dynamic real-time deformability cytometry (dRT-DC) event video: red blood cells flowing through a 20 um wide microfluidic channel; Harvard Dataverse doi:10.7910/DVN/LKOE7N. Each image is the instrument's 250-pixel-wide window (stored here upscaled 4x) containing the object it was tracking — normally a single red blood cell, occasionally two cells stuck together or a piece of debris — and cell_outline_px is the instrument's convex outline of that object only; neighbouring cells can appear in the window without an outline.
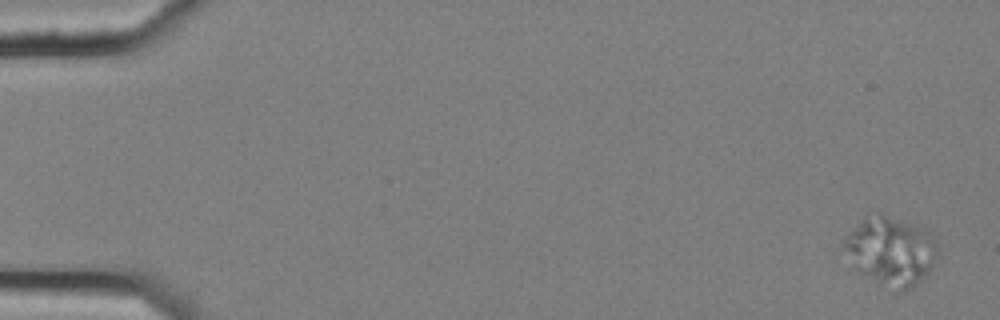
{"species": "common noctule bat (a hibernating species)", "species_latin": "Nyctalus noctula", "temperature_condition": "cold", "stored_images_in_passage": 9, "camera_frame_rate_fps": 3000, "um_per_image_px": 0.085, "animal": {"sex": "female", "body_mass_g": 25.1}, "frame": {"image": 1, "passage_image": 1, "time_ms": 0.0, "image_size_px": [1000, 320], "cell_outline_px": [[936, 252], [932, 264], [928, 272], [912, 288], [896, 292], [852, 268], [840, 252], [844, 236], [864, 216], [884, 216], [920, 228], [928, 232], [936, 240]], "centroid_in_image_um": [75.6, 21.38], "position_along_channel_um": 9.4, "area_um2": 37.05}}
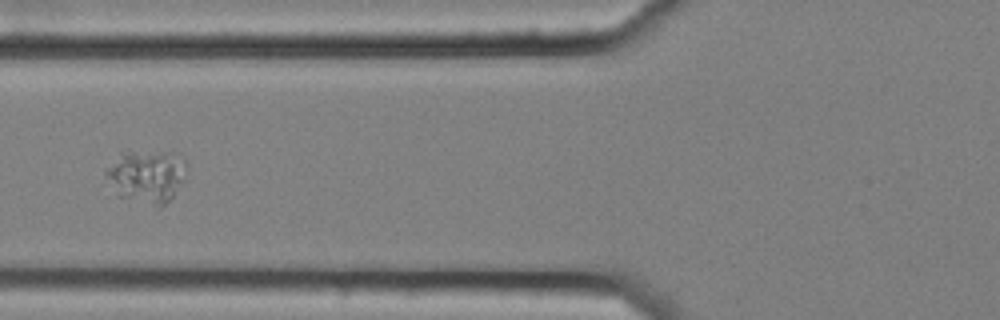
{"frame": {"image": 2, "passage_image": 7, "time_ms": 2.0, "image_size_px": [1000, 320], "cell_outline_px": [[188, 164], [172, 196], [160, 208], [120, 196], [104, 172], [124, 156], [132, 152], [180, 152], [184, 156]], "centroid_in_image_um": [12.57, 14.98], "position_along_channel_um": 113.2, "area_um2": 23.58}}
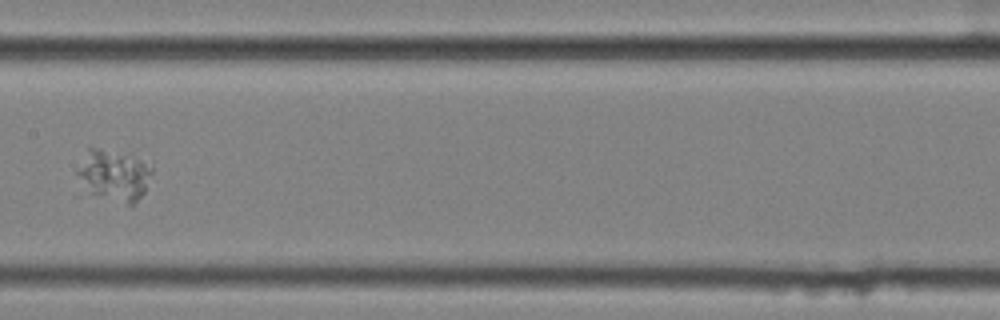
{"frame": {"image": 3, "passage_image": 9, "time_ms": 2.667, "image_size_px": [1000, 320], "cell_outline_px": [[152, 172], [144, 192], [132, 204], [128, 204], [76, 196], [76, 172], [88, 144], [124, 156], [152, 168]], "centroid_in_image_um": [9.42, 15.02], "position_along_channel_um": 198.0, "area_um2": 23.24}}